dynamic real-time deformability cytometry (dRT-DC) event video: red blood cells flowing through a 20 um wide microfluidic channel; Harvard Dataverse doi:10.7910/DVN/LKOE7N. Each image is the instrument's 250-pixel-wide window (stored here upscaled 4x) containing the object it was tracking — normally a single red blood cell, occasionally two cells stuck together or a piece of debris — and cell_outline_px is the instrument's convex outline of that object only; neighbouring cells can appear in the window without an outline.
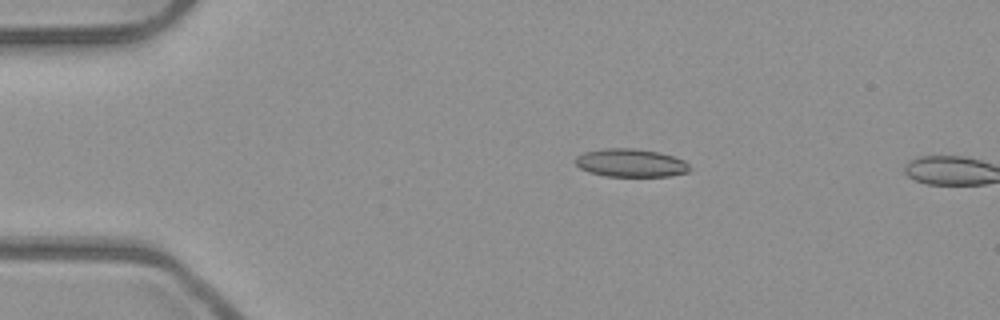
{"species": "common noctule bat (a hibernating species)", "species_latin": "Nyctalus noctula", "temperature_condition": "room temperature", "stored_images_in_passage": 4, "camera_frame_rate_fps": 3000, "um_per_image_px": 0.085, "animal": {"sex": "male", "body_mass_g": 23.1, "forearm_length_mm": 52.7}, "frame": {"image": 1, "passage_image": 3, "time_ms": 0.667, "image_size_px": [1000, 320], "cell_outline_px": [[692, 168], [688, 172], [668, 176], [604, 176], [588, 172], [580, 168], [576, 164], [576, 156], [584, 152], [604, 148], [636, 148], [660, 152], [684, 160]], "centroid_in_image_um": [53.62, 13.84], "position_along_channel_um": 31.4, "area_um2": 18.84}}